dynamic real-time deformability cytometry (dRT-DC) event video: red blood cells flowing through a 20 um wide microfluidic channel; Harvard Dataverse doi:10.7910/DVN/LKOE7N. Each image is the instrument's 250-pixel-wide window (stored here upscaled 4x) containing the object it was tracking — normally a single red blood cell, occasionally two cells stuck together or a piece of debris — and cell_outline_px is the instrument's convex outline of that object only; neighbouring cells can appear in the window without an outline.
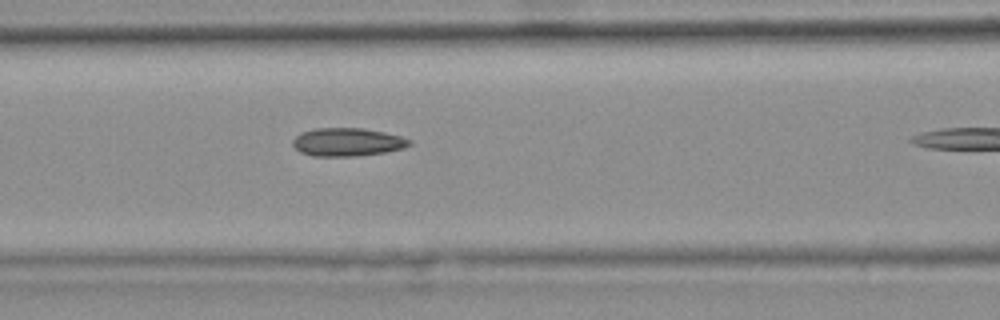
{"species": "common noctule bat (a hibernating species)", "species_latin": "Nyctalus noctula", "temperature_condition": "warm", "stored_images_in_passage": 38, "camera_frame_rate_fps": 3000, "um_per_image_px": 0.085, "animal": {"sex": "female", "body_mass_g": 25.1}, "frame": {"image": 1, "passage_image": 17, "time_ms": 5.333, "image_size_px": [1000, 320], "cell_outline_px": [[412, 144], [404, 148], [388, 152], [356, 156], [312, 156], [300, 152], [292, 144], [292, 140], [300, 132], [312, 128], [364, 128], [384, 132], [400, 136], [412, 140]], "centroid_in_image_um": [29.53, 12.07], "position_along_channel_um": 137.1, "area_um2": 19.42}}